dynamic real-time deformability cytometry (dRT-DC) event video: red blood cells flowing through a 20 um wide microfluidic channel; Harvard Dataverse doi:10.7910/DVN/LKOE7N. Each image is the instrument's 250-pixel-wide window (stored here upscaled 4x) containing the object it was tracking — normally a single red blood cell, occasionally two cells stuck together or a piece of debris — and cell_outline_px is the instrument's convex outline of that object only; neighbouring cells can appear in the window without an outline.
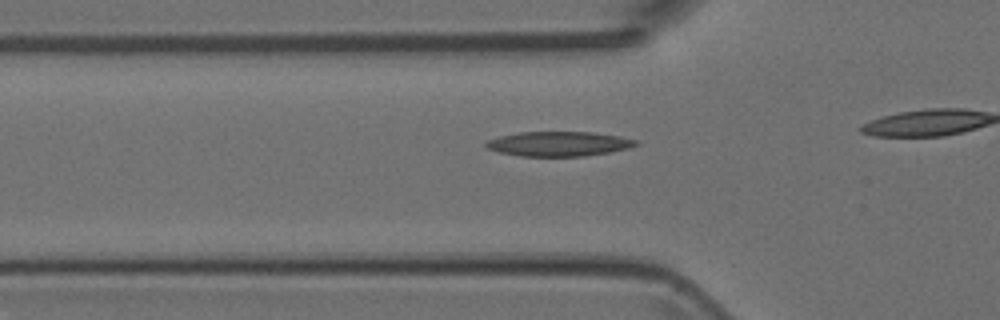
{"species": "Egyptian fruit bat (a non-hibernating species)", "species_latin": "Rousettus aegyptiacus", "temperature_condition": "room temperature", "stored_images_in_passage": 5, "segment_of_instrument_passage": [2, 2], "camera_frame_rate_fps": 3000, "um_per_image_px": 0.085, "animal": {"sex": "female"}, "frame": {"image": 1, "passage_image": 5, "time_ms": 1.333, "image_size_px": [1000, 320], "cell_outline_px": [[640, 144], [628, 148], [608, 152], [580, 156], [520, 156], [500, 152], [488, 148], [484, 144], [488, 140], [500, 136], [520, 132], [592, 132], [620, 136], [640, 140]], "centroid_in_image_um": [47.53, 12.22], "position_along_channel_um": 78.3, "area_um2": 21.44}}